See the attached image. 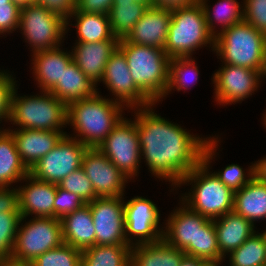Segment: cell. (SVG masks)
Masks as SVG:
<instances>
[{"instance_id": "9f6ffc18", "label": "cell", "mask_w": 266, "mask_h": 266, "mask_svg": "<svg viewBox=\"0 0 266 266\" xmlns=\"http://www.w3.org/2000/svg\"><path fill=\"white\" fill-rule=\"evenodd\" d=\"M263 237H264V241H265V250H266V231H263Z\"/></svg>"}, {"instance_id": "836d02e7", "label": "cell", "mask_w": 266, "mask_h": 266, "mask_svg": "<svg viewBox=\"0 0 266 266\" xmlns=\"http://www.w3.org/2000/svg\"><path fill=\"white\" fill-rule=\"evenodd\" d=\"M183 252L187 256L203 261L225 260L220 254L217 233L212 219H209L198 232L197 246H186Z\"/></svg>"}, {"instance_id": "484cf974", "label": "cell", "mask_w": 266, "mask_h": 266, "mask_svg": "<svg viewBox=\"0 0 266 266\" xmlns=\"http://www.w3.org/2000/svg\"><path fill=\"white\" fill-rule=\"evenodd\" d=\"M185 255L162 238L158 242L131 246L130 266H179Z\"/></svg>"}, {"instance_id": "d6986e66", "label": "cell", "mask_w": 266, "mask_h": 266, "mask_svg": "<svg viewBox=\"0 0 266 266\" xmlns=\"http://www.w3.org/2000/svg\"><path fill=\"white\" fill-rule=\"evenodd\" d=\"M209 219L190 210L181 203L170 214L165 223L163 239L171 246L183 250L186 246H197L198 232Z\"/></svg>"}, {"instance_id": "f6af8a7d", "label": "cell", "mask_w": 266, "mask_h": 266, "mask_svg": "<svg viewBox=\"0 0 266 266\" xmlns=\"http://www.w3.org/2000/svg\"><path fill=\"white\" fill-rule=\"evenodd\" d=\"M38 5L44 6L52 13H56L66 21L76 8V0H38Z\"/></svg>"}, {"instance_id": "f5cc1de1", "label": "cell", "mask_w": 266, "mask_h": 266, "mask_svg": "<svg viewBox=\"0 0 266 266\" xmlns=\"http://www.w3.org/2000/svg\"><path fill=\"white\" fill-rule=\"evenodd\" d=\"M222 261H203L200 266H219Z\"/></svg>"}, {"instance_id": "7402d4cb", "label": "cell", "mask_w": 266, "mask_h": 266, "mask_svg": "<svg viewBox=\"0 0 266 266\" xmlns=\"http://www.w3.org/2000/svg\"><path fill=\"white\" fill-rule=\"evenodd\" d=\"M61 46L33 53L32 69L33 77L37 81L40 91L49 92L61 81L63 71L73 61L72 53L65 52Z\"/></svg>"}, {"instance_id": "603a6c76", "label": "cell", "mask_w": 266, "mask_h": 266, "mask_svg": "<svg viewBox=\"0 0 266 266\" xmlns=\"http://www.w3.org/2000/svg\"><path fill=\"white\" fill-rule=\"evenodd\" d=\"M61 225L65 244L81 251L96 245L95 227L88 204L64 216L61 219Z\"/></svg>"}, {"instance_id": "5b68a950", "label": "cell", "mask_w": 266, "mask_h": 266, "mask_svg": "<svg viewBox=\"0 0 266 266\" xmlns=\"http://www.w3.org/2000/svg\"><path fill=\"white\" fill-rule=\"evenodd\" d=\"M214 52L223 64L266 72V35L245 21L219 32Z\"/></svg>"}, {"instance_id": "d590c367", "label": "cell", "mask_w": 266, "mask_h": 266, "mask_svg": "<svg viewBox=\"0 0 266 266\" xmlns=\"http://www.w3.org/2000/svg\"><path fill=\"white\" fill-rule=\"evenodd\" d=\"M82 251L63 243L38 256L28 266H81Z\"/></svg>"}, {"instance_id": "8992f818", "label": "cell", "mask_w": 266, "mask_h": 266, "mask_svg": "<svg viewBox=\"0 0 266 266\" xmlns=\"http://www.w3.org/2000/svg\"><path fill=\"white\" fill-rule=\"evenodd\" d=\"M214 36L209 32L199 1L171 11V21L164 51L169 58L192 57L203 45L214 51ZM194 51V52H193Z\"/></svg>"}, {"instance_id": "74e56055", "label": "cell", "mask_w": 266, "mask_h": 266, "mask_svg": "<svg viewBox=\"0 0 266 266\" xmlns=\"http://www.w3.org/2000/svg\"><path fill=\"white\" fill-rule=\"evenodd\" d=\"M58 186L66 191L76 194L85 204L92 202L96 195L91 181L82 168L71 172Z\"/></svg>"}, {"instance_id": "5bb4252c", "label": "cell", "mask_w": 266, "mask_h": 266, "mask_svg": "<svg viewBox=\"0 0 266 266\" xmlns=\"http://www.w3.org/2000/svg\"><path fill=\"white\" fill-rule=\"evenodd\" d=\"M223 66V67H222ZM213 74L215 99L220 105L242 102L260 85L262 72L240 66L223 64Z\"/></svg>"}, {"instance_id": "ab89813d", "label": "cell", "mask_w": 266, "mask_h": 266, "mask_svg": "<svg viewBox=\"0 0 266 266\" xmlns=\"http://www.w3.org/2000/svg\"><path fill=\"white\" fill-rule=\"evenodd\" d=\"M244 21L266 35V0H243Z\"/></svg>"}, {"instance_id": "4fadbf2b", "label": "cell", "mask_w": 266, "mask_h": 266, "mask_svg": "<svg viewBox=\"0 0 266 266\" xmlns=\"http://www.w3.org/2000/svg\"><path fill=\"white\" fill-rule=\"evenodd\" d=\"M124 197H97L90 206L96 245H129L125 237Z\"/></svg>"}, {"instance_id": "60d3db41", "label": "cell", "mask_w": 266, "mask_h": 266, "mask_svg": "<svg viewBox=\"0 0 266 266\" xmlns=\"http://www.w3.org/2000/svg\"><path fill=\"white\" fill-rule=\"evenodd\" d=\"M10 72L0 70V121H9L11 111V100L16 84V78ZM0 131L2 129L0 128Z\"/></svg>"}, {"instance_id": "2e32d148", "label": "cell", "mask_w": 266, "mask_h": 266, "mask_svg": "<svg viewBox=\"0 0 266 266\" xmlns=\"http://www.w3.org/2000/svg\"><path fill=\"white\" fill-rule=\"evenodd\" d=\"M81 168L98 197L124 196L129 179L98 148L86 150Z\"/></svg>"}, {"instance_id": "7bdbcfd3", "label": "cell", "mask_w": 266, "mask_h": 266, "mask_svg": "<svg viewBox=\"0 0 266 266\" xmlns=\"http://www.w3.org/2000/svg\"><path fill=\"white\" fill-rule=\"evenodd\" d=\"M21 6L11 0H0V35L12 33L19 27Z\"/></svg>"}, {"instance_id": "c3c4849f", "label": "cell", "mask_w": 266, "mask_h": 266, "mask_svg": "<svg viewBox=\"0 0 266 266\" xmlns=\"http://www.w3.org/2000/svg\"><path fill=\"white\" fill-rule=\"evenodd\" d=\"M254 176L266 183V156L254 163Z\"/></svg>"}, {"instance_id": "4316f807", "label": "cell", "mask_w": 266, "mask_h": 266, "mask_svg": "<svg viewBox=\"0 0 266 266\" xmlns=\"http://www.w3.org/2000/svg\"><path fill=\"white\" fill-rule=\"evenodd\" d=\"M233 211L253 225L255 221L266 219V183L255 176L234 193Z\"/></svg>"}, {"instance_id": "680465c9", "label": "cell", "mask_w": 266, "mask_h": 266, "mask_svg": "<svg viewBox=\"0 0 266 266\" xmlns=\"http://www.w3.org/2000/svg\"><path fill=\"white\" fill-rule=\"evenodd\" d=\"M263 78H266V72L262 74L261 79L264 80Z\"/></svg>"}, {"instance_id": "8fae6325", "label": "cell", "mask_w": 266, "mask_h": 266, "mask_svg": "<svg viewBox=\"0 0 266 266\" xmlns=\"http://www.w3.org/2000/svg\"><path fill=\"white\" fill-rule=\"evenodd\" d=\"M87 149L79 140L66 134L29 170V174L37 180L59 184L71 172L81 168Z\"/></svg>"}, {"instance_id": "3957f363", "label": "cell", "mask_w": 266, "mask_h": 266, "mask_svg": "<svg viewBox=\"0 0 266 266\" xmlns=\"http://www.w3.org/2000/svg\"><path fill=\"white\" fill-rule=\"evenodd\" d=\"M99 93L67 106V124L73 127L74 133H78L72 138L87 148H98L124 117L123 110H127Z\"/></svg>"}, {"instance_id": "277c9868", "label": "cell", "mask_w": 266, "mask_h": 266, "mask_svg": "<svg viewBox=\"0 0 266 266\" xmlns=\"http://www.w3.org/2000/svg\"><path fill=\"white\" fill-rule=\"evenodd\" d=\"M118 48L124 53L135 85L153 102L165 97L169 60L161 48L143 46L120 39ZM161 99V100H160Z\"/></svg>"}, {"instance_id": "681fc988", "label": "cell", "mask_w": 266, "mask_h": 266, "mask_svg": "<svg viewBox=\"0 0 266 266\" xmlns=\"http://www.w3.org/2000/svg\"><path fill=\"white\" fill-rule=\"evenodd\" d=\"M202 262H203V260H201L199 258L185 255L182 258L179 266H200Z\"/></svg>"}, {"instance_id": "ba28073f", "label": "cell", "mask_w": 266, "mask_h": 266, "mask_svg": "<svg viewBox=\"0 0 266 266\" xmlns=\"http://www.w3.org/2000/svg\"><path fill=\"white\" fill-rule=\"evenodd\" d=\"M23 221L24 217L18 227L11 263L28 266L38 256L64 243L60 219L34 217L24 225Z\"/></svg>"}, {"instance_id": "e0dca14e", "label": "cell", "mask_w": 266, "mask_h": 266, "mask_svg": "<svg viewBox=\"0 0 266 266\" xmlns=\"http://www.w3.org/2000/svg\"><path fill=\"white\" fill-rule=\"evenodd\" d=\"M14 138L20 159L28 170L50 152L61 138L66 135L63 131L36 129H6Z\"/></svg>"}, {"instance_id": "db71d44e", "label": "cell", "mask_w": 266, "mask_h": 266, "mask_svg": "<svg viewBox=\"0 0 266 266\" xmlns=\"http://www.w3.org/2000/svg\"><path fill=\"white\" fill-rule=\"evenodd\" d=\"M4 266H27V265H18L11 262H7Z\"/></svg>"}, {"instance_id": "7a4b0ae2", "label": "cell", "mask_w": 266, "mask_h": 266, "mask_svg": "<svg viewBox=\"0 0 266 266\" xmlns=\"http://www.w3.org/2000/svg\"><path fill=\"white\" fill-rule=\"evenodd\" d=\"M218 143V137H209L203 147L202 161L178 185L180 188L182 184H192L191 192L182 195L180 203L212 220L233 211L234 206L235 192L225 186L214 172H209Z\"/></svg>"}, {"instance_id": "f907efd6", "label": "cell", "mask_w": 266, "mask_h": 266, "mask_svg": "<svg viewBox=\"0 0 266 266\" xmlns=\"http://www.w3.org/2000/svg\"><path fill=\"white\" fill-rule=\"evenodd\" d=\"M11 1L19 4L20 6H24V5L37 4L38 0H11Z\"/></svg>"}, {"instance_id": "b9f144b4", "label": "cell", "mask_w": 266, "mask_h": 266, "mask_svg": "<svg viewBox=\"0 0 266 266\" xmlns=\"http://www.w3.org/2000/svg\"><path fill=\"white\" fill-rule=\"evenodd\" d=\"M85 203L74 193L60 188L57 184V192L54 201V218L62 219L64 216L74 212Z\"/></svg>"}, {"instance_id": "f546056e", "label": "cell", "mask_w": 266, "mask_h": 266, "mask_svg": "<svg viewBox=\"0 0 266 266\" xmlns=\"http://www.w3.org/2000/svg\"><path fill=\"white\" fill-rule=\"evenodd\" d=\"M202 6L209 32L215 37L219 32L244 21V6L237 0H218L215 7L210 9L208 0H198ZM215 21L220 23L221 29L215 30ZM214 22V23H213Z\"/></svg>"}, {"instance_id": "ee69618b", "label": "cell", "mask_w": 266, "mask_h": 266, "mask_svg": "<svg viewBox=\"0 0 266 266\" xmlns=\"http://www.w3.org/2000/svg\"><path fill=\"white\" fill-rule=\"evenodd\" d=\"M20 213L19 192L15 187H0V213Z\"/></svg>"}, {"instance_id": "6da1fadb", "label": "cell", "mask_w": 266, "mask_h": 266, "mask_svg": "<svg viewBox=\"0 0 266 266\" xmlns=\"http://www.w3.org/2000/svg\"><path fill=\"white\" fill-rule=\"evenodd\" d=\"M150 104L133 109L139 136L141 159L150 173L178 187L181 179L202 161V151L209 139L192 135L180 125L154 113Z\"/></svg>"}, {"instance_id": "11a10c76", "label": "cell", "mask_w": 266, "mask_h": 266, "mask_svg": "<svg viewBox=\"0 0 266 266\" xmlns=\"http://www.w3.org/2000/svg\"><path fill=\"white\" fill-rule=\"evenodd\" d=\"M263 124H264V126L266 127V112H265V114H263Z\"/></svg>"}, {"instance_id": "30bf717a", "label": "cell", "mask_w": 266, "mask_h": 266, "mask_svg": "<svg viewBox=\"0 0 266 266\" xmlns=\"http://www.w3.org/2000/svg\"><path fill=\"white\" fill-rule=\"evenodd\" d=\"M98 149L129 180L137 176L142 156L136 120L123 117Z\"/></svg>"}, {"instance_id": "816d5d0a", "label": "cell", "mask_w": 266, "mask_h": 266, "mask_svg": "<svg viewBox=\"0 0 266 266\" xmlns=\"http://www.w3.org/2000/svg\"><path fill=\"white\" fill-rule=\"evenodd\" d=\"M132 2L140 3L144 5L147 9L153 7V0H131Z\"/></svg>"}, {"instance_id": "9c48e42d", "label": "cell", "mask_w": 266, "mask_h": 266, "mask_svg": "<svg viewBox=\"0 0 266 266\" xmlns=\"http://www.w3.org/2000/svg\"><path fill=\"white\" fill-rule=\"evenodd\" d=\"M18 29L32 53L61 46L69 31L65 19L38 4L21 6Z\"/></svg>"}, {"instance_id": "f35d334b", "label": "cell", "mask_w": 266, "mask_h": 266, "mask_svg": "<svg viewBox=\"0 0 266 266\" xmlns=\"http://www.w3.org/2000/svg\"><path fill=\"white\" fill-rule=\"evenodd\" d=\"M246 173L238 164L227 165L224 170L214 172L220 181L234 192L242 189L254 177L253 163Z\"/></svg>"}, {"instance_id": "9a60e30c", "label": "cell", "mask_w": 266, "mask_h": 266, "mask_svg": "<svg viewBox=\"0 0 266 266\" xmlns=\"http://www.w3.org/2000/svg\"><path fill=\"white\" fill-rule=\"evenodd\" d=\"M116 98L115 102L132 110L154 104L134 83L124 53L117 48L110 56L101 82ZM130 107V108H129Z\"/></svg>"}, {"instance_id": "ffe728a7", "label": "cell", "mask_w": 266, "mask_h": 266, "mask_svg": "<svg viewBox=\"0 0 266 266\" xmlns=\"http://www.w3.org/2000/svg\"><path fill=\"white\" fill-rule=\"evenodd\" d=\"M170 21L171 11L168 9L148 8L124 40L164 50Z\"/></svg>"}, {"instance_id": "4dcf8cb0", "label": "cell", "mask_w": 266, "mask_h": 266, "mask_svg": "<svg viewBox=\"0 0 266 266\" xmlns=\"http://www.w3.org/2000/svg\"><path fill=\"white\" fill-rule=\"evenodd\" d=\"M146 10L144 5L131 0H114L108 13L114 36L124 39Z\"/></svg>"}, {"instance_id": "ac0fdd59", "label": "cell", "mask_w": 266, "mask_h": 266, "mask_svg": "<svg viewBox=\"0 0 266 266\" xmlns=\"http://www.w3.org/2000/svg\"><path fill=\"white\" fill-rule=\"evenodd\" d=\"M23 180L27 184L17 189L20 215L24 217L25 222L27 217L33 214L35 217L54 218L57 184L37 180L30 174L25 176Z\"/></svg>"}, {"instance_id": "cb8c5ba5", "label": "cell", "mask_w": 266, "mask_h": 266, "mask_svg": "<svg viewBox=\"0 0 266 266\" xmlns=\"http://www.w3.org/2000/svg\"><path fill=\"white\" fill-rule=\"evenodd\" d=\"M220 254L225 258L239 248L253 233L255 226L234 211L213 219Z\"/></svg>"}, {"instance_id": "7c38bea8", "label": "cell", "mask_w": 266, "mask_h": 266, "mask_svg": "<svg viewBox=\"0 0 266 266\" xmlns=\"http://www.w3.org/2000/svg\"><path fill=\"white\" fill-rule=\"evenodd\" d=\"M124 217L126 242L130 246L154 243L163 238L164 227H159L160 213L150 199L134 196L124 202Z\"/></svg>"}, {"instance_id": "44dd1931", "label": "cell", "mask_w": 266, "mask_h": 266, "mask_svg": "<svg viewBox=\"0 0 266 266\" xmlns=\"http://www.w3.org/2000/svg\"><path fill=\"white\" fill-rule=\"evenodd\" d=\"M119 39L93 43L76 42L72 49V59L80 70L94 83L101 82L106 64L116 51Z\"/></svg>"}, {"instance_id": "bcb514c9", "label": "cell", "mask_w": 266, "mask_h": 266, "mask_svg": "<svg viewBox=\"0 0 266 266\" xmlns=\"http://www.w3.org/2000/svg\"><path fill=\"white\" fill-rule=\"evenodd\" d=\"M114 0H76V8L86 13L108 15Z\"/></svg>"}, {"instance_id": "1f68e13d", "label": "cell", "mask_w": 266, "mask_h": 266, "mask_svg": "<svg viewBox=\"0 0 266 266\" xmlns=\"http://www.w3.org/2000/svg\"><path fill=\"white\" fill-rule=\"evenodd\" d=\"M130 245H94L82 251L81 266H130Z\"/></svg>"}, {"instance_id": "52a82bcc", "label": "cell", "mask_w": 266, "mask_h": 266, "mask_svg": "<svg viewBox=\"0 0 266 266\" xmlns=\"http://www.w3.org/2000/svg\"><path fill=\"white\" fill-rule=\"evenodd\" d=\"M17 89L15 87L12 95L8 122L17 125L18 129L64 131L67 126V106L61 100L42 90L41 95L17 96Z\"/></svg>"}, {"instance_id": "f1b7e54d", "label": "cell", "mask_w": 266, "mask_h": 266, "mask_svg": "<svg viewBox=\"0 0 266 266\" xmlns=\"http://www.w3.org/2000/svg\"><path fill=\"white\" fill-rule=\"evenodd\" d=\"M29 170L20 159L13 136L0 131V187L10 186L23 180Z\"/></svg>"}, {"instance_id": "e575fe53", "label": "cell", "mask_w": 266, "mask_h": 266, "mask_svg": "<svg viewBox=\"0 0 266 266\" xmlns=\"http://www.w3.org/2000/svg\"><path fill=\"white\" fill-rule=\"evenodd\" d=\"M190 74V75H189ZM198 67L192 57H174L169 60L168 85L165 96L173 89L187 90L189 83L198 80ZM193 85V84H192ZM191 85V86H192Z\"/></svg>"}, {"instance_id": "d4e9b609", "label": "cell", "mask_w": 266, "mask_h": 266, "mask_svg": "<svg viewBox=\"0 0 266 266\" xmlns=\"http://www.w3.org/2000/svg\"><path fill=\"white\" fill-rule=\"evenodd\" d=\"M96 87H98L97 84L72 61L63 71L61 81L49 92L69 106L73 102L95 96L99 92Z\"/></svg>"}, {"instance_id": "8d00e7d4", "label": "cell", "mask_w": 266, "mask_h": 266, "mask_svg": "<svg viewBox=\"0 0 266 266\" xmlns=\"http://www.w3.org/2000/svg\"><path fill=\"white\" fill-rule=\"evenodd\" d=\"M21 218L20 213H0V260L10 262Z\"/></svg>"}, {"instance_id": "7dc6e473", "label": "cell", "mask_w": 266, "mask_h": 266, "mask_svg": "<svg viewBox=\"0 0 266 266\" xmlns=\"http://www.w3.org/2000/svg\"><path fill=\"white\" fill-rule=\"evenodd\" d=\"M195 1L196 0H153V7L164 8L168 9L169 11H173L189 6Z\"/></svg>"}, {"instance_id": "d6a6232c", "label": "cell", "mask_w": 266, "mask_h": 266, "mask_svg": "<svg viewBox=\"0 0 266 266\" xmlns=\"http://www.w3.org/2000/svg\"><path fill=\"white\" fill-rule=\"evenodd\" d=\"M228 256L230 257V266H266L263 233H253L239 248L231 251Z\"/></svg>"}, {"instance_id": "83f0119b", "label": "cell", "mask_w": 266, "mask_h": 266, "mask_svg": "<svg viewBox=\"0 0 266 266\" xmlns=\"http://www.w3.org/2000/svg\"><path fill=\"white\" fill-rule=\"evenodd\" d=\"M73 18L77 22L73 24L78 34L77 42L93 43L99 41H112L115 38L108 15L86 13L75 9L71 13L70 18L66 21V29H68V26L70 25V19Z\"/></svg>"}, {"instance_id": "6f0895ef", "label": "cell", "mask_w": 266, "mask_h": 266, "mask_svg": "<svg viewBox=\"0 0 266 266\" xmlns=\"http://www.w3.org/2000/svg\"><path fill=\"white\" fill-rule=\"evenodd\" d=\"M6 263V261L0 260V266H4Z\"/></svg>"}]
</instances>
